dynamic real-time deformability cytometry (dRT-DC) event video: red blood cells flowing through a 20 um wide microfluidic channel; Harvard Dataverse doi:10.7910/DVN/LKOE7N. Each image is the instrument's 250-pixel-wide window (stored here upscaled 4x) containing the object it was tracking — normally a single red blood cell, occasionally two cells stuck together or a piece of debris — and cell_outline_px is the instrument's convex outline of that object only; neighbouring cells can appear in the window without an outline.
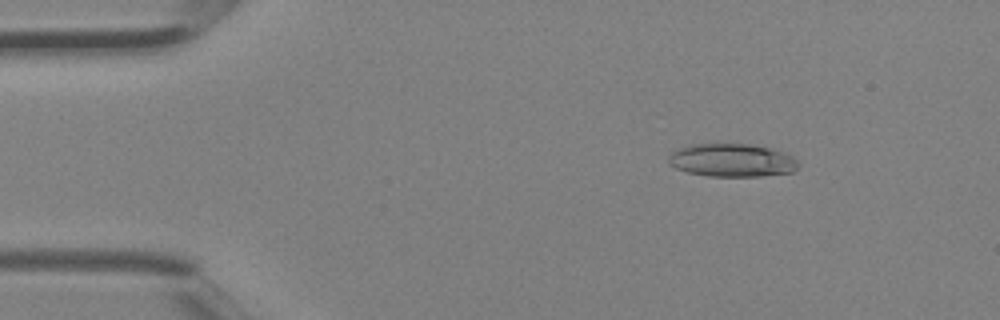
{"species": "Egyptian fruit bat (a non-hibernating species)", "species_latin": "Rousettus aegyptiacus", "temperature_condition": "room temperature", "stored_images_in_passage": 4, "camera_frame_rate_fps": 3000, "um_per_image_px": 0.085, "animal": {"sex": "female"}, "frame": {"image": 1, "passage_image": 2, "time_ms": 0.333, "image_size_px": [1000, 320], "cell_outline_px": [[800, 164], [792, 172], [760, 176], [708, 176], [688, 172], [676, 168], [668, 164], [668, 156], [672, 152], [688, 144], [752, 144], [772, 148], [784, 152], [792, 156]], "centroid_in_image_um": [62.21, 13.61], "position_along_channel_um": 22.8, "area_um2": 25.14}}